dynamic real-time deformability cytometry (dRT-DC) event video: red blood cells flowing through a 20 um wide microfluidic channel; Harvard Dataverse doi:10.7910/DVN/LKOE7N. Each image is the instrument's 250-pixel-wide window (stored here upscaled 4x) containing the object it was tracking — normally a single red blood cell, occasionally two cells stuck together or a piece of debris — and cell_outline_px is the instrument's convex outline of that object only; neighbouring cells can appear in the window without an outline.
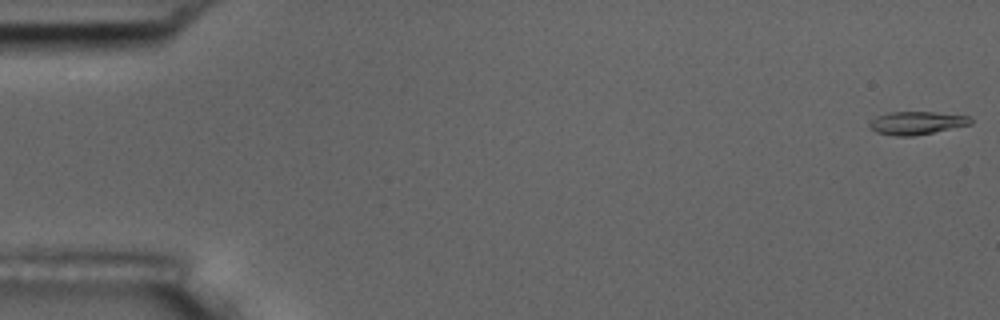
{"species": "common noctule bat (a hibernating species)", "species_latin": "Nyctalus noctula", "temperature_condition": "room temperature", "stored_images_in_passage": 55, "camera_frame_rate_fps": 3000, "um_per_image_px": 0.085, "animal": {"sex": "male", "body_mass_g": 17.5, "forearm_length_mm": 52.3}, "frame": {"image": 1, "passage_image": 1, "time_ms": 0.0, "image_size_px": [1000, 320], "cell_outline_px": [[972, 124], [912, 136], [896, 136], [876, 132], [868, 124], [876, 116], [892, 112], [936, 112], [972, 116]], "centroid_in_image_um": [77.95, 10.44], "position_along_channel_um": 7.0, "area_um2": 13.47}}
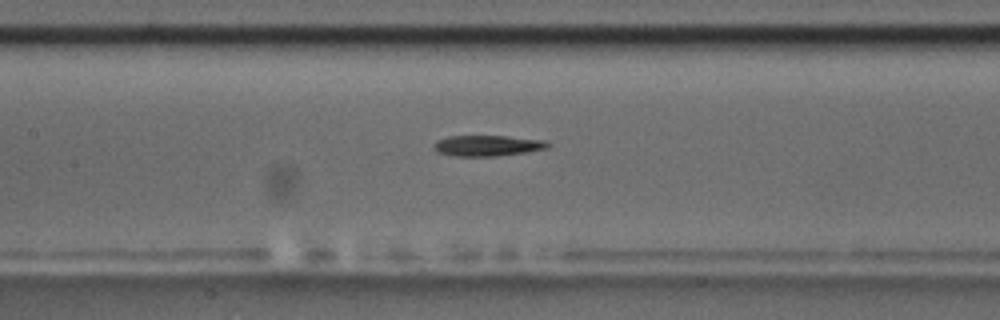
{"frame": {"image": 2, "passage_image": 26, "time_ms": 8.333, "image_size_px": [1000, 320], "cell_outline_px": [[552, 144], [548, 148], [524, 152], [492, 156], [456, 156], [436, 152], [432, 148], [432, 144], [436, 140], [448, 136], [504, 136], [548, 140]], "centroid_in_image_um": [41.41, 12.37], "position_along_channel_um": 166.0, "area_um2": 13.93}}
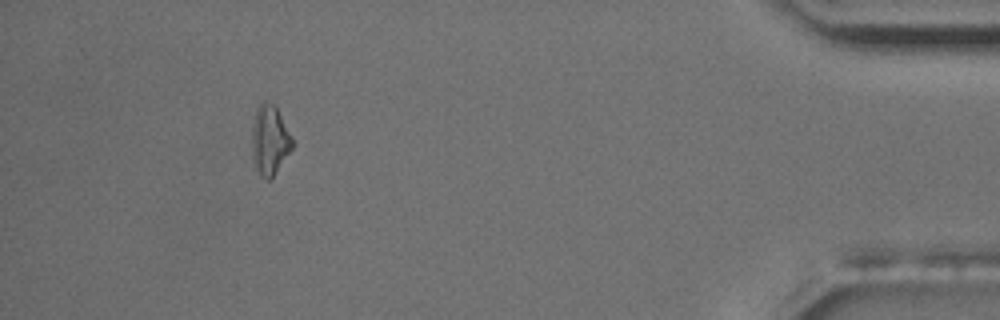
{"frame": {"image": 3, "passage_image": 51, "time_ms": 16.667, "image_size_px": [1000, 320], "cell_outline_px": [[292, 148], [272, 176], [268, 180], [260, 172], [252, 160], [252, 124], [256, 108], [264, 100], [272, 104], [276, 108], [292, 136]], "centroid_in_image_um": [22.9, 11.85], "position_along_channel_um": 412.3, "area_um2": 15.9}, "authors_computed_cell_mechanics": {"area_um2": 14.0454, "velocity_mm_per_s": 3.6743, "shape_relaxation_time_tau1_ms": 3.2321, "shape_relaxation_time_tau2_ms": 8.393, "deformation_change_tau1": 0.1891, "deformation_change_tau2": 0.234}}